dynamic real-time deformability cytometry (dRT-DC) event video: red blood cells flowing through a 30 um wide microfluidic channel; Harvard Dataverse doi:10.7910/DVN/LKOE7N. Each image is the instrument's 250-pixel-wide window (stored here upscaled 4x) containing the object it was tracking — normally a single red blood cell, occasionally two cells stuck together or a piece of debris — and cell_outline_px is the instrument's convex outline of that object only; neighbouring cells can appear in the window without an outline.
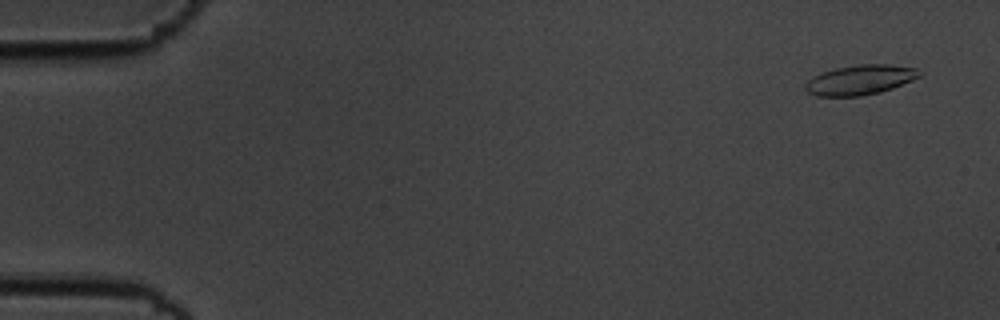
{"species": "common noctule bat (a hibernating species)", "species_latin": "Nyctalus noctula", "temperature_condition": "cold", "stored_images_in_passage": 56, "camera_frame_rate_fps": 3000, "um_per_image_px": 0.085, "animal": {"sex": "male", "body_mass_g": 19.5, "forearm_length_mm": 54.6}, "frame": {"image": 1, "passage_image": 3, "time_ms": 0.667, "image_size_px": [1000, 320], "cell_outline_px": [[920, 76], [912, 80], [892, 88], [880, 92], [860, 96], [816, 96], [808, 92], [804, 88], [804, 84], [812, 76], [836, 68], [856, 64], [892, 64], [916, 68], [920, 72]], "centroid_in_image_um": [73.09, 6.78], "position_along_channel_um": 11.9, "area_um2": 19.83}}
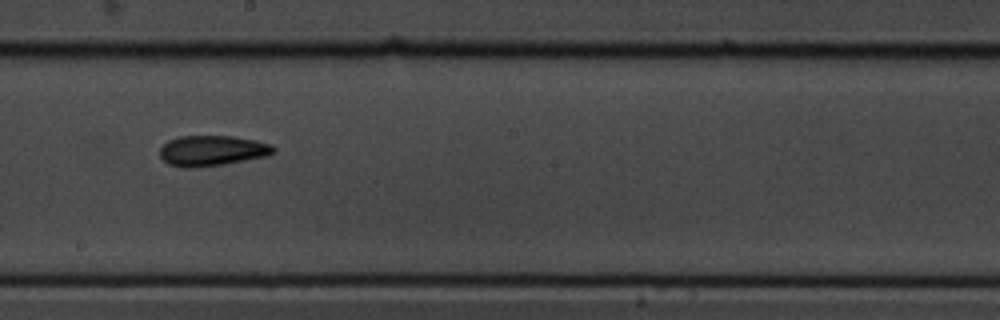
{"frame": {"image": 2, "passage_image": 32, "time_ms": 10.333, "image_size_px": [1000, 320], "cell_outline_px": [[276, 152], [268, 156], [220, 164], [168, 164], [160, 156], [160, 148], [168, 140], [180, 136], [232, 136], [256, 140], [272, 144], [276, 148]], "centroid_in_image_um": [18.13, 12.74], "position_along_channel_um": 230.1, "area_um2": 19.31}}
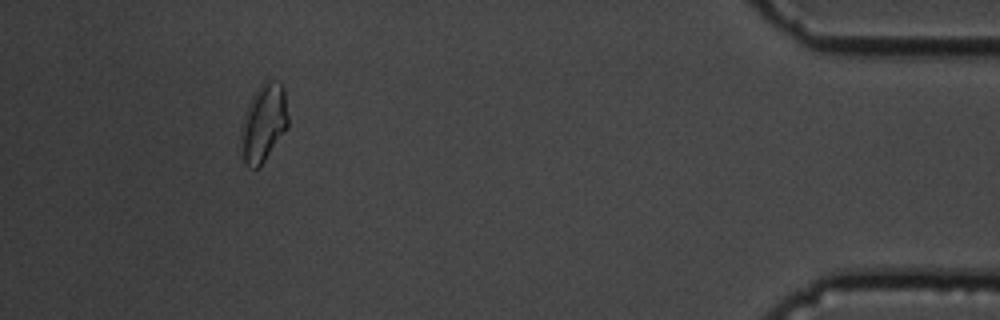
{"frame": {"image": 3, "passage_image": 52, "time_ms": 17.0, "image_size_px": [1000, 320], "cell_outline_px": [[288, 128], [264, 160], [256, 168], [252, 168], [244, 160], [244, 116], [252, 96], [256, 88], [260, 84], [268, 80], [280, 80], [284, 84], [288, 116]], "centroid_in_image_um": [22.5, 10.32], "position_along_channel_um": 412.7, "area_um2": 20.58}, "authors_computed_cell_mechanics": {"area_um2": 19.652, "velocity_mm_per_s": 3.5906, "shape_relaxation_time_tau1_ms": 6.8381, "shape_relaxation_time_tau2_ms": 3.7432, "deformation_change_tau1": 0.1679, "deformation_change_tau2": 0.1058}}